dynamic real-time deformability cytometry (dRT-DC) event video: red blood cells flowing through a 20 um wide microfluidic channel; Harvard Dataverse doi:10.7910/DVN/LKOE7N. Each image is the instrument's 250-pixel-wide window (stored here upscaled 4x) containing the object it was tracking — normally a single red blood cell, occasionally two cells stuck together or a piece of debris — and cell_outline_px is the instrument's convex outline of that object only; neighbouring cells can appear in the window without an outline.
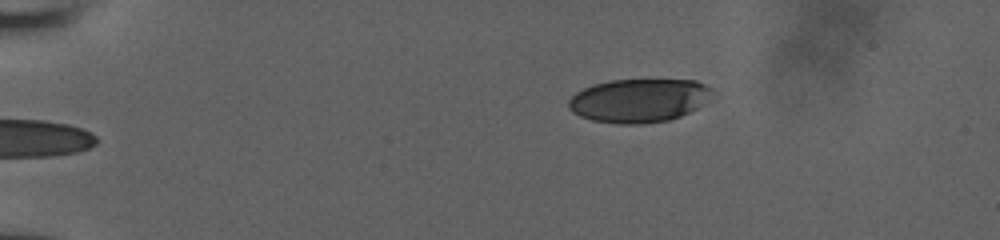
{"species": "human", "species_latin": "Homo sapiens", "temperature_condition": "room temperature", "stored_images_in_passage": 43, "camera_frame_rate_fps": 3000, "um_per_image_px": 0.085, "donor": {"sex": "male"}, "frame": {"image": 1, "passage_image": 1, "time_ms": 0.0, "image_size_px": [1000, 240], "cell_outline_px": [[712, 88], [704, 104], [680, 116], [668, 120], [640, 124], [616, 124], [592, 120], [580, 116], [572, 112], [568, 108], [568, 100], [576, 92], [592, 84], [612, 80], [696, 80]], "centroid_in_image_um": [54.26, 8.54], "position_along_channel_um": 30.7, "area_um2": 36.36}}
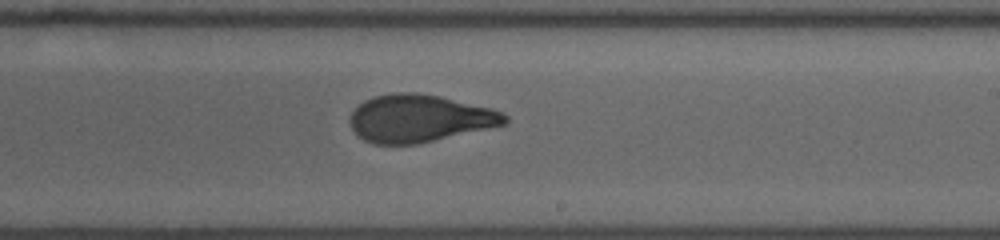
{"frame": {"image": 2, "passage_image": 24, "time_ms": 7.667, "image_size_px": [1000, 240], "cell_outline_px": [[508, 120], [504, 124], [416, 144], [372, 144], [364, 140], [352, 128], [348, 120], [352, 112], [364, 100], [376, 96], [392, 92], [416, 92], [440, 96], [492, 108], [504, 112], [508, 116]], "centroid_in_image_um": [35.63, 10.05], "position_along_channel_um": 253.4, "area_um2": 42.6}}
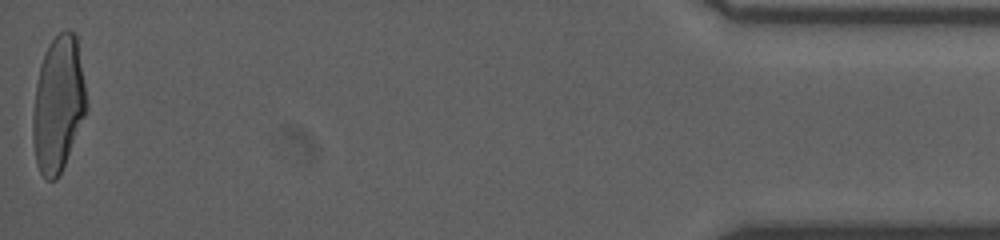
{"frame": {"image": 3, "passage_image": 43, "time_ms": 14.0, "image_size_px": [1000, 240], "cell_outline_px": [[88, 108], [64, 164], [56, 180], [48, 180], [40, 172], [36, 164], [32, 140], [32, 116], [36, 84], [40, 64], [44, 52], [48, 44], [60, 32], [68, 28], [76, 32], [88, 104]], "centroid_in_image_um": [4.94, 8.81], "position_along_channel_um": 430.3, "area_um2": 42.6}}